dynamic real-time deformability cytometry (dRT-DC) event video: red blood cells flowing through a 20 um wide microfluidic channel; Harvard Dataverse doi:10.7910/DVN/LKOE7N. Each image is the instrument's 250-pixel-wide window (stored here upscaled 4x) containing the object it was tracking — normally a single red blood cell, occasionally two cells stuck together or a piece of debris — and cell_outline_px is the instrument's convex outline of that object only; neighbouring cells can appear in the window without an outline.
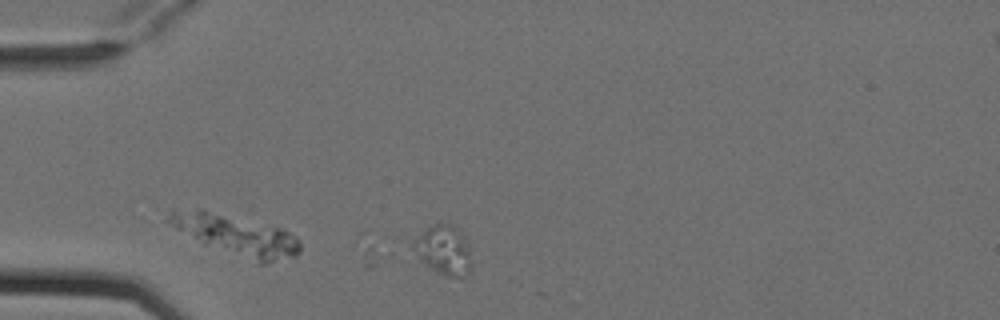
{"species": "Egyptian fruit bat (a non-hibernating species)", "species_latin": "Rousettus aegyptiacus", "temperature_condition": "cold", "stored_images_in_passage": 3, "camera_frame_rate_fps": 3000, "um_per_image_px": 0.085, "animal": {"sex": "female"}, "frame": {"image": 1, "passage_image": 1, "time_ms": 0.0, "image_size_px": [1000, 320], "cell_outline_px": [[472, 268], [468, 276], [464, 280], [444, 276], [420, 260], [412, 248], [412, 240], [428, 228], [436, 224], [452, 224], [464, 236], [468, 248], [472, 264]], "centroid_in_image_um": [37.75, 21.32], "position_along_channel_um": 47.2, "area_um2": 16.88}}